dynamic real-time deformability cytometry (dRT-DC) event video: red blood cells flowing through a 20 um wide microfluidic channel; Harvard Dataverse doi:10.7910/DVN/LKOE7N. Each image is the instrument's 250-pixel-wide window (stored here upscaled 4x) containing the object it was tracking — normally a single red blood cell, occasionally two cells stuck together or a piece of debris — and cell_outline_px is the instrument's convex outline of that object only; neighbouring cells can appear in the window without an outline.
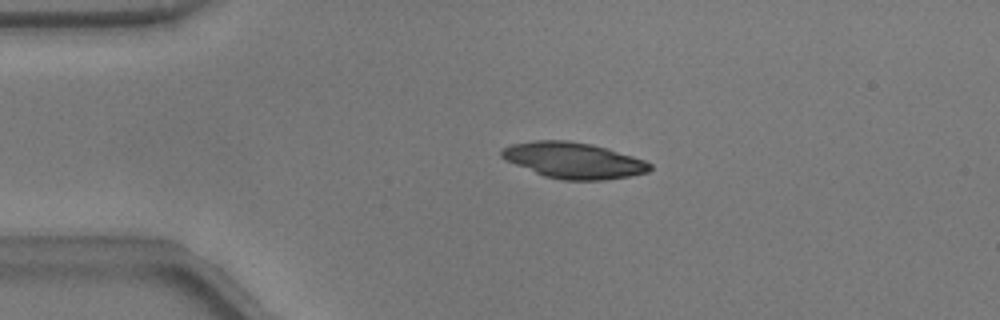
{"species": "common noctule bat (a hibernating species)", "species_latin": "Nyctalus noctula", "temperature_condition": "warm", "stored_images_in_passage": 34, "camera_frame_rate_fps": 3000, "um_per_image_px": 0.085, "animal": {"sex": "male", "body_mass_g": 17.9}, "frame": {"image": 1, "passage_image": 1, "time_ms": 0.0, "image_size_px": [1000, 320], "cell_outline_px": [[652, 168], [648, 172], [628, 176], [604, 180], [564, 180], [544, 176], [504, 160], [500, 156], [500, 152], [504, 148], [512, 144], [536, 140], [568, 140], [592, 144], [608, 148], [644, 160], [652, 164]], "centroid_in_image_um": [48.74, 13.63], "position_along_channel_um": 36.3, "area_um2": 31.1}}